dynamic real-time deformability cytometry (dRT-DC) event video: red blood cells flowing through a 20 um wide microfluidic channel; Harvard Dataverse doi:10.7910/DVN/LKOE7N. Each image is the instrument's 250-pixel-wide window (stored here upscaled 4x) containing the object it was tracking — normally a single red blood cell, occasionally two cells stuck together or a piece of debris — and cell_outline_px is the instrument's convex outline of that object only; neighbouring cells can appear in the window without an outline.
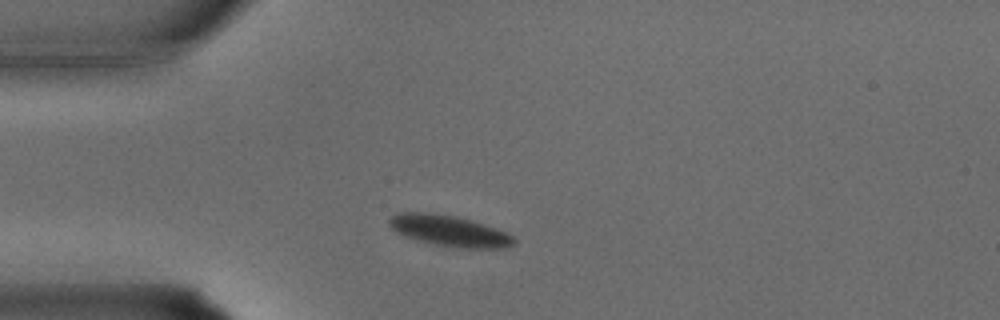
{"species": "common noctule bat (a hibernating species)", "species_latin": "Nyctalus noctula", "temperature_condition": "warm", "stored_images_in_passage": 29, "camera_frame_rate_fps": 3000, "um_per_image_px": 0.085, "animal": {"sex": "male", "body_mass_g": 15.6}, "frame": {"image": 1, "passage_image": 4, "time_ms": 1.0, "image_size_px": [1000, 320], "cell_outline_px": [[516, 244], [504, 248], [468, 248], [436, 244], [416, 240], [404, 236], [396, 232], [388, 224], [388, 220], [392, 216], [400, 212], [428, 212], [456, 216], [472, 220], [508, 232], [516, 240]], "centroid_in_image_um": [38.21, 19.61], "position_along_channel_um": 46.8, "area_um2": 22.54}}
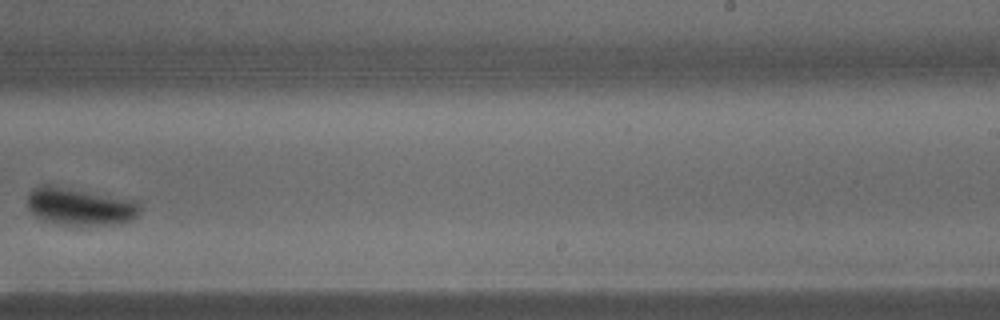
{"frame": {"image": 2, "passage_image": 17, "time_ms": 5.333, "image_size_px": [1000, 320], "cell_outline_px": [[140, 212], [132, 220], [120, 224], [56, 224], [40, 220], [28, 208], [28, 196], [32, 188], [44, 184], [52, 184], [136, 200], [140, 204]], "centroid_in_image_um": [6.79, 17.53], "position_along_channel_um": 282.2, "area_um2": 24.85}}
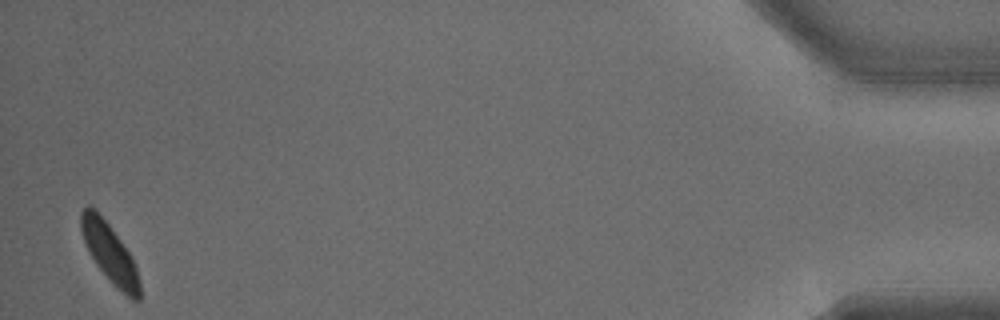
{"frame": {"image": 3, "passage_image": 29, "time_ms": 9.333, "image_size_px": [1000, 320], "cell_outline_px": [[140, 300], [136, 304], [116, 288], [112, 284], [96, 264], [84, 240], [80, 228], [80, 212], [88, 204], [108, 224], [120, 240], [128, 252], [136, 268], [140, 284]], "centroid_in_image_um": [9.34, 21.58], "position_along_channel_um": 425.9, "area_um2": 19.77}}